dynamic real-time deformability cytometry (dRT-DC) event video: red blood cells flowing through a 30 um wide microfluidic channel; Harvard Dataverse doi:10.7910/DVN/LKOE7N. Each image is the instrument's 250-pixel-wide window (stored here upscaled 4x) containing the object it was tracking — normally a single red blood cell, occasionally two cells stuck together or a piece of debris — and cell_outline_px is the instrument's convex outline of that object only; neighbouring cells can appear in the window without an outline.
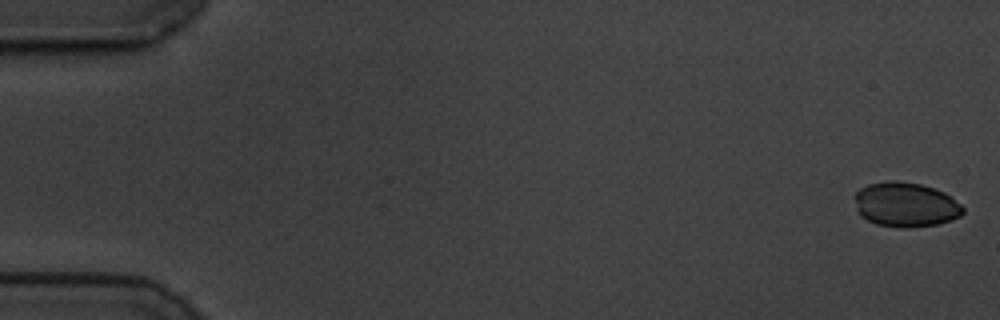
{"species": "common noctule bat (a hibernating species)", "species_latin": "Nyctalus noctula", "temperature_condition": "cold", "stored_images_in_passage": 58, "camera_frame_rate_fps": 3000, "um_per_image_px": 0.085, "animal": {"sex": "male", "body_mass_g": 19.5, "forearm_length_mm": 54.6}, "frame": {"image": 1, "passage_image": 1, "time_ms": 0.0, "image_size_px": [1000, 320], "cell_outline_px": [[964, 212], [960, 216], [936, 224], [908, 228], [900, 228], [876, 224], [860, 216], [856, 200], [856, 192], [860, 188], [868, 184], [888, 180], [896, 180], [920, 184], [944, 192], [960, 204], [964, 208]], "centroid_in_image_um": [76.97, 17.39], "position_along_channel_um": 8.0, "area_um2": 27.92}}
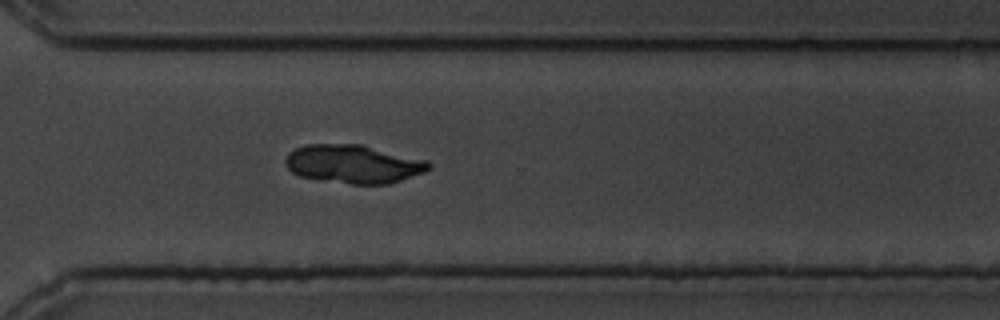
{"frame": {"image": 2, "passage_image": 42, "time_ms": 13.667, "image_size_px": [1000, 320], "cell_outline_px": [[432, 168], [424, 172], [388, 184], [352, 184], [316, 180], [300, 176], [292, 172], [288, 168], [284, 160], [288, 152], [296, 148], [308, 144], [360, 144], [428, 160], [432, 164]], "centroid_in_image_um": [30.03, 13.94], "position_along_channel_um": 340.6, "area_um2": 32.31}}
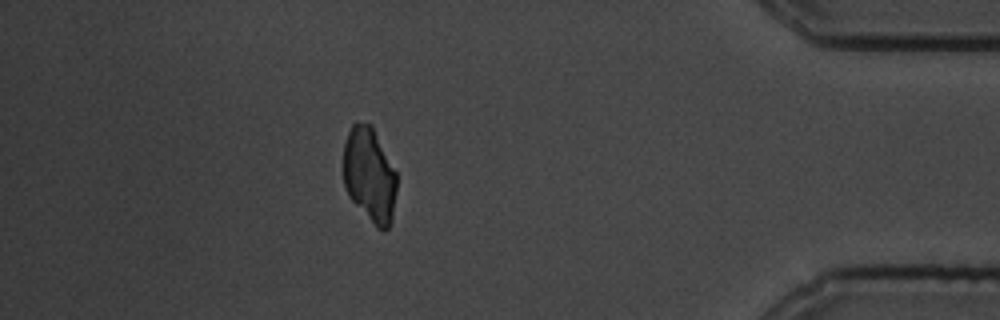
{"frame": {"image": 3, "passage_image": 51, "time_ms": 16.667, "image_size_px": [1000, 320], "cell_outline_px": [[396, 192], [392, 220], [388, 228], [384, 232], [376, 228], [348, 196], [344, 184], [344, 144], [348, 132], [352, 124], [356, 120], [372, 124], [396, 172]], "centroid_in_image_um": [31.41, 14.86], "position_along_channel_um": 403.8, "area_um2": 29.77}}